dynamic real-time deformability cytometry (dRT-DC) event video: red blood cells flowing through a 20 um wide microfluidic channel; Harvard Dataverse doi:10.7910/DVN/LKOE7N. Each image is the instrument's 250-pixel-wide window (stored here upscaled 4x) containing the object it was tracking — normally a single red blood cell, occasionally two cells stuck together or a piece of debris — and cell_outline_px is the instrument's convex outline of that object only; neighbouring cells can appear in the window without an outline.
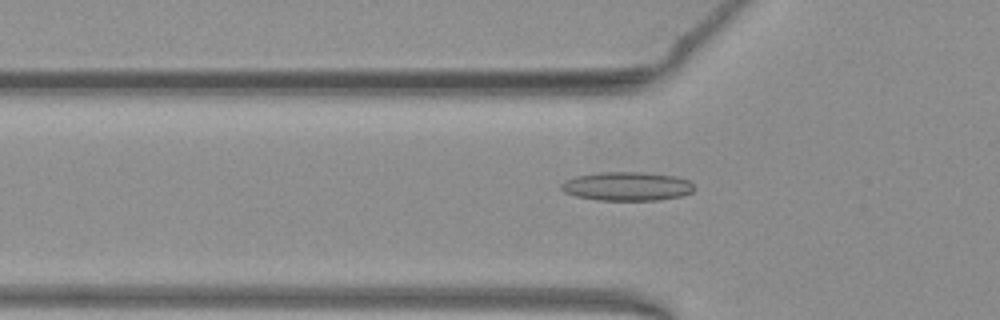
{"species": "common noctule bat (a hibernating species)", "species_latin": "Nyctalus noctula", "temperature_condition": "warm", "stored_images_in_passage": 45, "camera_frame_rate_fps": 3000, "um_per_image_px": 0.085, "animal": {"sex": "female", "body_mass_g": 19.3, "forearm_length_mm": 54.1}, "frame": {"image": 1, "passage_image": 9, "time_ms": 2.667, "image_size_px": [1000, 320], "cell_outline_px": [[696, 188], [692, 192], [680, 196], [660, 200], [600, 200], [576, 196], [564, 192], [560, 188], [560, 184], [564, 180], [576, 176], [596, 172], [644, 172], [676, 176], [688, 180]], "centroid_in_image_um": [53.28, 15.83], "position_along_channel_um": 72.5, "area_um2": 22.48}}
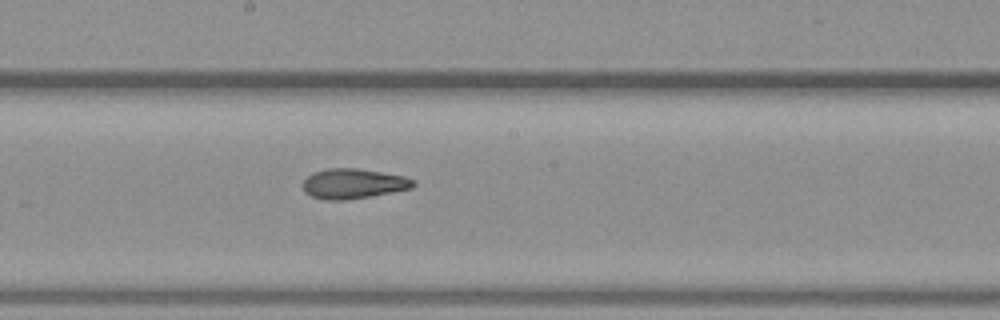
{"frame": {"image": 2, "passage_image": 20, "time_ms": 6.333, "image_size_px": [1000, 320], "cell_outline_px": [[416, 184], [412, 188], [392, 192], [344, 200], [324, 200], [312, 196], [304, 192], [304, 180], [312, 172], [328, 168], [356, 168], [404, 176], [416, 180]], "centroid_in_image_um": [30.03, 15.6], "position_along_channel_um": 218.2, "area_um2": 19.19}}
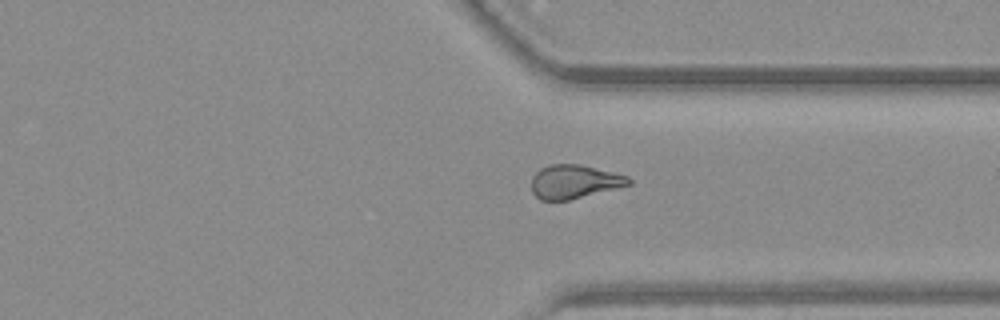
{"frame": {"image": 3, "passage_image": 31, "time_ms": 10.0, "image_size_px": [1000, 320], "cell_outline_px": [[632, 184], [568, 200], [540, 200], [532, 192], [532, 176], [540, 168], [548, 164], [580, 164], [628, 176], [632, 180]], "centroid_in_image_um": [48.8, 15.43], "position_along_channel_um": 362.6, "area_um2": 19.02}}